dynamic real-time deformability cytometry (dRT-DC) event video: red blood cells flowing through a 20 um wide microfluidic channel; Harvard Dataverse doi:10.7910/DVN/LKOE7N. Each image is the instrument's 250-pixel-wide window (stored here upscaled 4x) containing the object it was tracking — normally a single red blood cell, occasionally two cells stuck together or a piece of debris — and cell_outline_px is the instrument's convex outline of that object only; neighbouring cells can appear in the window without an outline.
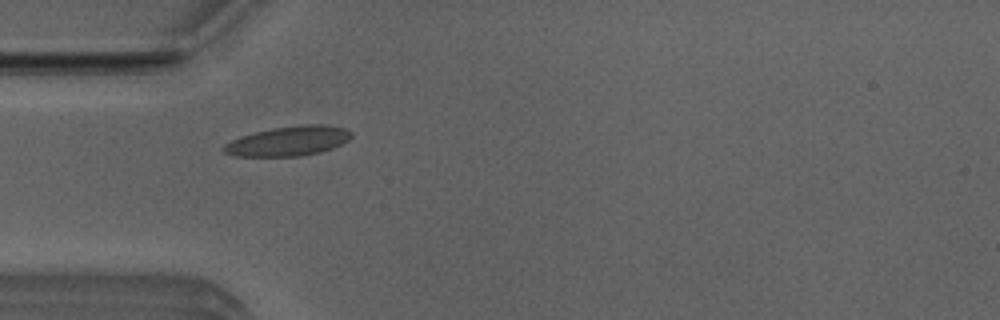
{"species": "Egyptian fruit bat (a non-hibernating species)", "species_latin": "Rousettus aegyptiacus", "temperature_condition": "room temperature", "stored_images_in_passage": 4, "camera_frame_rate_fps": 3000, "um_per_image_px": 0.085, "animal": {"sex": "male"}, "frame": {"image": 1, "passage_image": 3, "time_ms": 0.667, "image_size_px": [1000, 320], "cell_outline_px": [[352, 136], [348, 140], [332, 148], [320, 152], [300, 156], [236, 156], [224, 152], [220, 148], [224, 144], [240, 136], [272, 128], [304, 124], [324, 124], [344, 128], [352, 132]], "centroid_in_image_um": [24.5, 11.98], "position_along_channel_um": 60.5, "area_um2": 22.02}}